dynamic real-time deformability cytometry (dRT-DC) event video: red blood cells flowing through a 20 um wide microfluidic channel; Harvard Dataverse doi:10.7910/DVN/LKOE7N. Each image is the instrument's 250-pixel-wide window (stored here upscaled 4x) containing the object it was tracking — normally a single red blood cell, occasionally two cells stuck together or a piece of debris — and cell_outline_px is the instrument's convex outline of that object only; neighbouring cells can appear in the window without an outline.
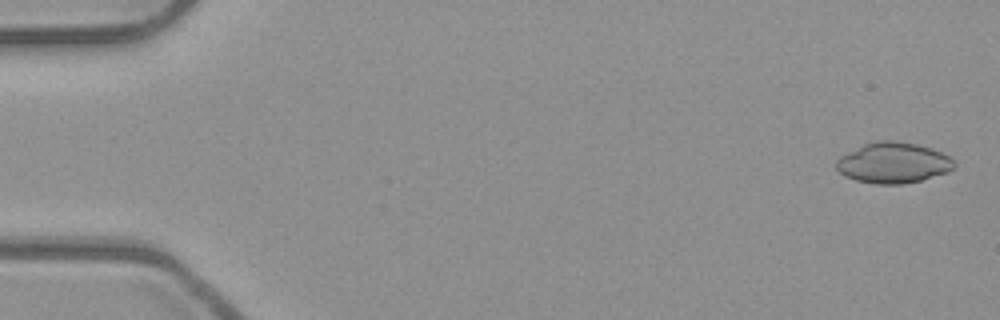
{"species": "common noctule bat (a hibernating species)", "species_latin": "Nyctalus noctula", "temperature_condition": "room temperature", "stored_images_in_passage": 15, "camera_frame_rate_fps": 3000, "um_per_image_px": 0.085, "animal": {"sex": "male", "body_mass_g": 23.1, "forearm_length_mm": 52.7}, "frame": {"image": 1, "passage_image": 2, "time_ms": 0.333, "image_size_px": [1000, 320], "cell_outline_px": [[956, 164], [948, 172], [920, 180], [900, 184], [876, 184], [856, 180], [844, 176], [836, 168], [836, 160], [840, 156], [864, 144], [876, 140], [896, 140], [916, 144], [932, 148], [948, 156]], "centroid_in_image_um": [75.9, 13.83], "position_along_channel_um": 9.1, "area_um2": 27.86}}
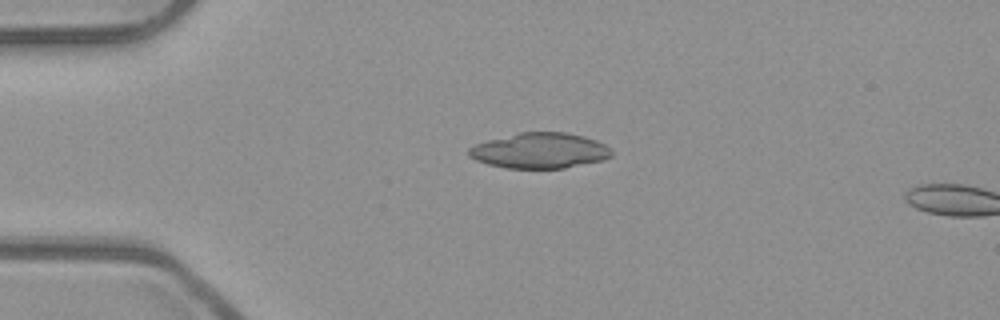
{"frame": {"image": 2, "passage_image": 13, "time_ms": 4.0, "image_size_px": [1000, 320], "cell_outline_px": [[612, 156], [604, 160], [564, 168], [508, 168], [488, 164], [476, 160], [468, 156], [468, 148], [476, 144], [488, 140], [520, 132], [564, 132], [584, 136], [596, 140], [604, 144], [612, 152]], "centroid_in_image_um": [45.88, 12.8], "position_along_channel_um": 39.1, "area_um2": 29.42}}